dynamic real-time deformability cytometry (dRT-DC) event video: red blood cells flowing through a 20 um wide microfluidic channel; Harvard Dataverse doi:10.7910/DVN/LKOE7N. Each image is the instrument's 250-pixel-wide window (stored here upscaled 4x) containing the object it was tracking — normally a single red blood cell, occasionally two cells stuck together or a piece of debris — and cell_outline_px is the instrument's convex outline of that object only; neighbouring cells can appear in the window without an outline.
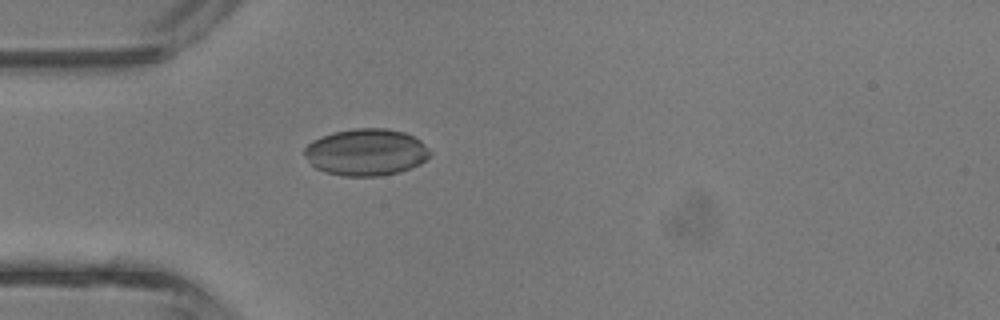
{"species": "common noctule bat (a hibernating species)", "species_latin": "Nyctalus noctula", "temperature_condition": "room temperature", "stored_images_in_passage": 38, "camera_frame_rate_fps": 3000, "um_per_image_px": 0.085, "animal": {"sex": "male", "body_mass_g": 13.3}, "frame": {"image": 1, "passage_image": 9, "time_ms": 2.667, "image_size_px": [1000, 320], "cell_outline_px": [[432, 152], [428, 160], [420, 164], [400, 172], [380, 176], [344, 176], [324, 172], [316, 168], [304, 156], [304, 148], [312, 140], [332, 132], [352, 128], [388, 128], [404, 132], [420, 140]], "centroid_in_image_um": [31.13, 12.93], "position_along_channel_um": 53.9, "area_um2": 34.62}}
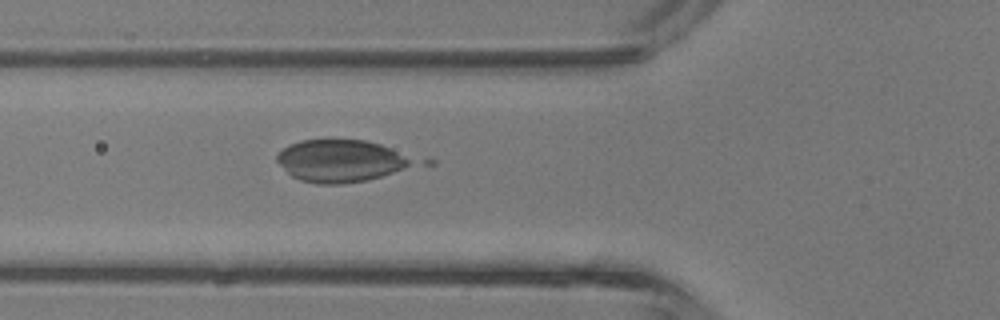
{"frame": {"image": 2, "passage_image": 12, "time_ms": 3.667, "image_size_px": [1000, 320], "cell_outline_px": [[408, 164], [392, 172], [368, 180], [344, 184], [316, 184], [300, 180], [292, 176], [276, 160], [276, 156], [284, 148], [300, 140], [328, 136], [364, 140], [380, 144], [388, 148], [408, 160]], "centroid_in_image_um": [28.77, 13.63], "position_along_channel_um": 97.0, "area_um2": 33.12}}
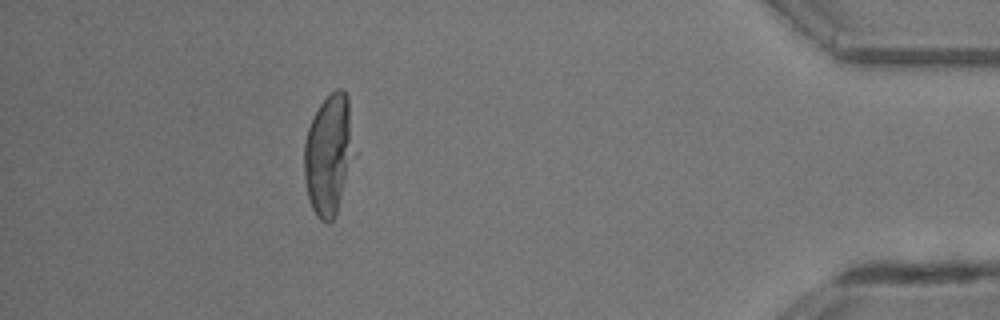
{"frame": {"image": 3, "passage_image": 34, "time_ms": 11.0, "image_size_px": [1000, 320], "cell_outline_px": [[348, 140], [344, 176], [340, 196], [336, 212], [332, 220], [328, 224], [320, 220], [316, 216], [312, 208], [308, 196], [304, 176], [304, 140], [308, 128], [320, 104], [336, 88], [344, 88], [348, 96]], "centroid_in_image_um": [27.79, 13.14], "position_along_channel_um": 407.4, "area_um2": 32.19}}